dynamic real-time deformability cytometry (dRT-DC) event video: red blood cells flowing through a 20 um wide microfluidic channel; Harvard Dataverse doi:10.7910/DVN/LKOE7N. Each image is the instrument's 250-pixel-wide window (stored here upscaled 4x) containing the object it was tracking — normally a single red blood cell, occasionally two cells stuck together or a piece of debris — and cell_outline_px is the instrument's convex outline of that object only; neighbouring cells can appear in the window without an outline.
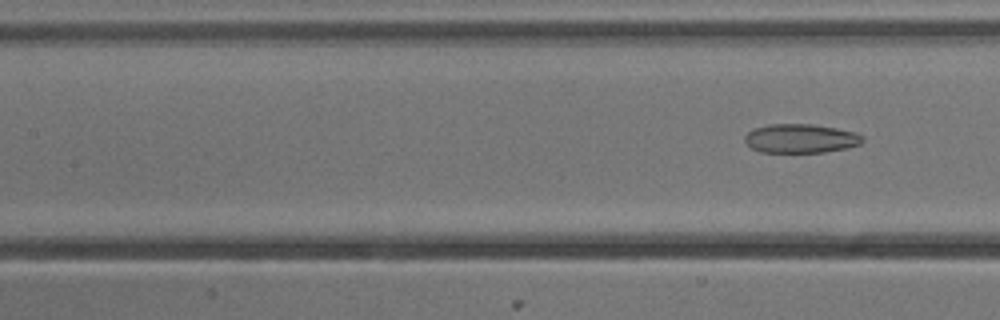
{"species": "common noctule bat (a hibernating species)", "species_latin": "Nyctalus noctula", "temperature_condition": "cold", "stored_images_in_passage": 7, "camera_frame_rate_fps": 3000, "um_per_image_px": 0.085, "animal": {"sex": "male", "body_mass_g": 13.3}, "frame": {"image": 1, "passage_image": 7, "time_ms": 2.0, "image_size_px": [1000, 320], "cell_outline_px": [[864, 140], [860, 144], [848, 148], [824, 152], [760, 152], [752, 148], [744, 140], [744, 136], [748, 132], [756, 128], [768, 124], [812, 124], [836, 128], [856, 132], [864, 136]], "centroid_in_image_um": [68.09, 11.77], "position_along_channel_um": 139.3, "area_um2": 19.94}}